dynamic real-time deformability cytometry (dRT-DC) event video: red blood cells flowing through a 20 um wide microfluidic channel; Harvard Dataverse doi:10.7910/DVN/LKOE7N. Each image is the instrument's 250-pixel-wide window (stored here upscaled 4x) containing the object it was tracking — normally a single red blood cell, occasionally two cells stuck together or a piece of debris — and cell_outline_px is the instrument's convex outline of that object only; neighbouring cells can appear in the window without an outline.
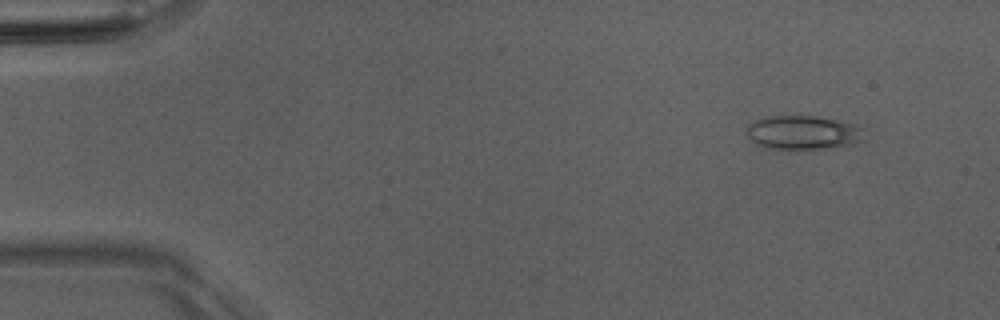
{"species": "Egyptian fruit bat (a non-hibernating species)", "species_latin": "Rousettus aegyptiacus", "temperature_condition": "room temperature", "stored_images_in_passage": 29, "camera_frame_rate_fps": 3000, "um_per_image_px": 0.085, "animal": {"sex": "male"}, "frame": {"image": 1, "passage_image": 5, "time_ms": 1.333, "image_size_px": [1000, 320], "cell_outline_px": [[868, 128], [864, 140], [848, 144], [824, 148], [768, 148], [756, 144], [748, 136], [748, 124], [756, 120], [768, 116], [816, 116], [856, 124]], "centroid_in_image_um": [68.34, 11.24], "position_along_channel_um": 16.7, "area_um2": 23.12}}
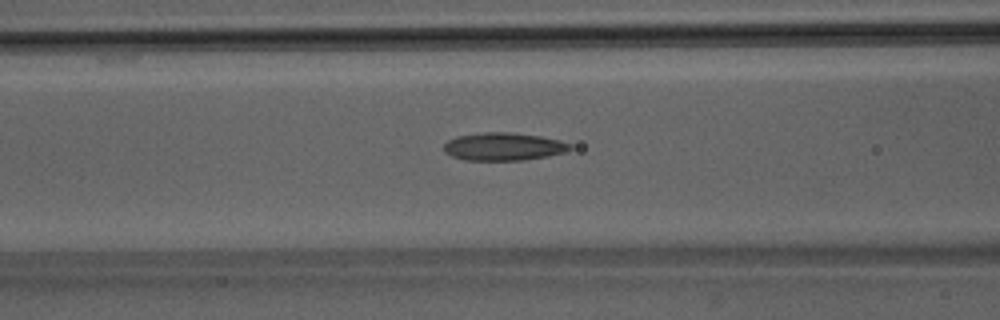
{"frame": {"image": 2, "passage_image": 21, "time_ms": 6.667, "image_size_px": [1000, 320], "cell_outline_px": [[572, 148], [564, 152], [548, 156], [524, 160], [464, 160], [452, 156], [444, 152], [444, 144], [448, 140], [456, 136], [484, 132], [512, 132], [540, 136], [560, 140], [572, 144]], "centroid_in_image_um": [42.8, 12.45], "position_along_channel_um": 123.8, "area_um2": 20.58}}
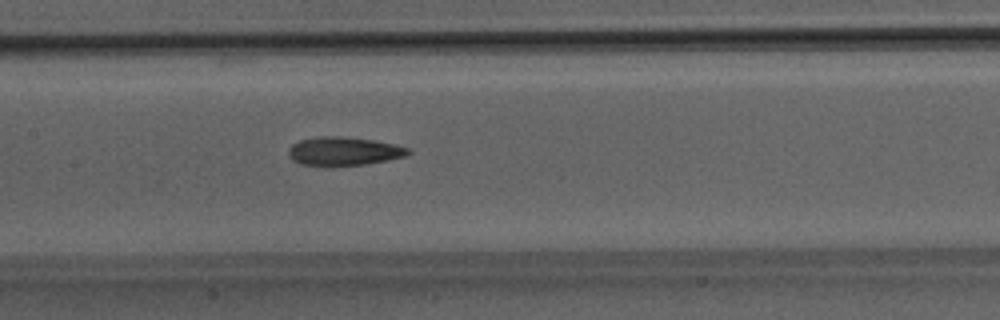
{"frame": {"image": 3, "passage_image": 25, "time_ms": 8.0, "image_size_px": [1000, 320], "cell_outline_px": [[412, 152], [404, 156], [388, 160], [364, 164], [300, 164], [292, 160], [288, 152], [288, 148], [292, 144], [300, 140], [320, 136], [340, 136], [372, 140], [396, 144], [408, 148]], "centroid_in_image_um": [29.23, 12.82], "position_along_channel_um": 178.2, "area_um2": 19.42}}